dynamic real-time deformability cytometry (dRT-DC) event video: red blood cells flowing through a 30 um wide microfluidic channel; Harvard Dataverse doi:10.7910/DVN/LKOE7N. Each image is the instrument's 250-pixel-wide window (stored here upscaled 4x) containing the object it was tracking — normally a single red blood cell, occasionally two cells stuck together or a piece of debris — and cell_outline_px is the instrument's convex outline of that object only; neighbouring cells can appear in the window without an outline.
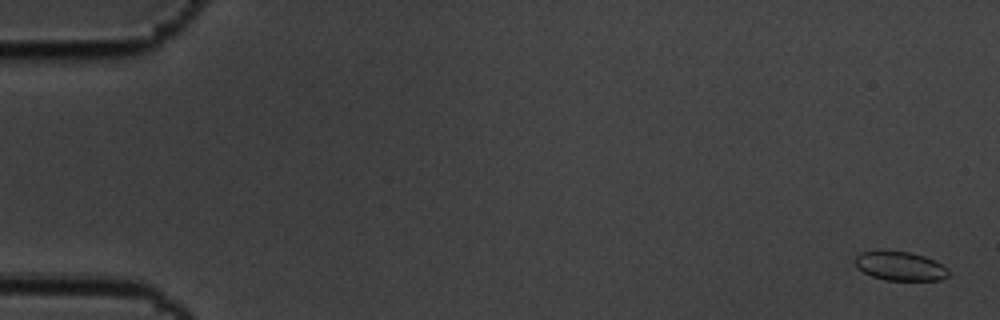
{"species": "common noctule bat (a hibernating species)", "species_latin": "Nyctalus noctula", "temperature_condition": "cold", "stored_images_in_passage": 59, "camera_frame_rate_fps": 3000, "um_per_image_px": 0.085, "animal": {"sex": "male", "body_mass_g": 19.5, "forearm_length_mm": 54.6}, "frame": {"image": 1, "passage_image": 2, "time_ms": 0.333, "image_size_px": [1000, 320], "cell_outline_px": [[948, 276], [940, 280], [884, 280], [872, 276], [856, 268], [856, 256], [860, 252], [876, 248], [880, 248], [908, 252], [924, 256], [948, 268]], "centroid_in_image_um": [76.44, 22.58], "position_along_channel_um": 8.6, "area_um2": 16.13}}
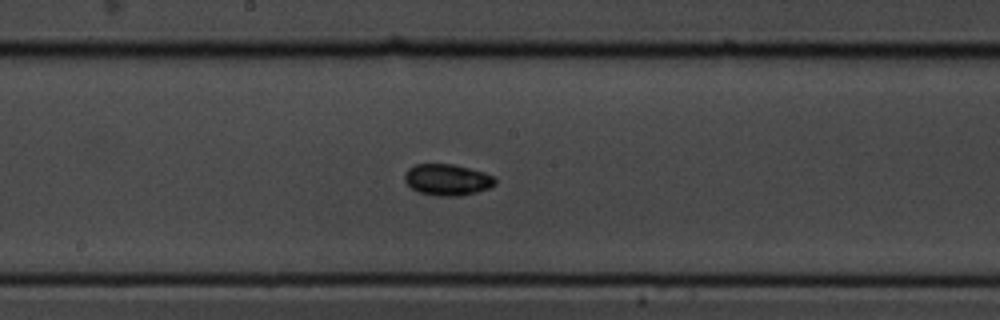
{"frame": {"image": 2, "passage_image": 32, "time_ms": 10.333, "image_size_px": [1000, 320], "cell_outline_px": [[496, 184], [488, 188], [476, 192], [460, 196], [436, 196], [420, 192], [412, 188], [404, 180], [404, 176], [408, 168], [416, 164], [452, 164], [484, 172], [496, 176]], "centroid_in_image_um": [38.04, 15.28], "position_along_channel_um": 210.2, "area_um2": 16.53}}
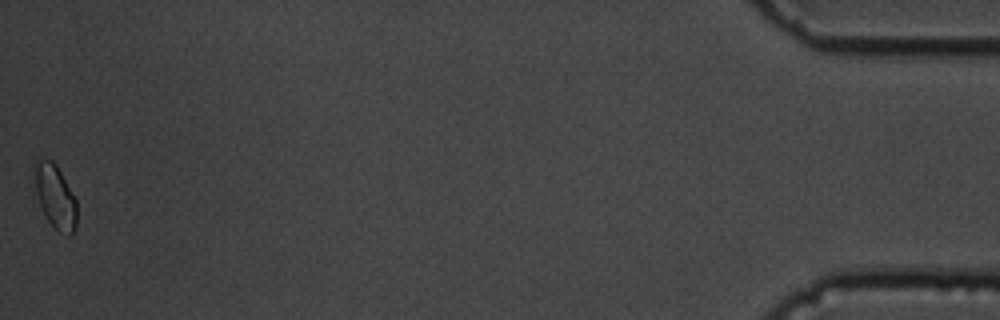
{"frame": {"image": 3, "passage_image": 59, "time_ms": 19.333, "image_size_px": [1000, 320], "cell_outline_px": [[76, 228], [68, 236], [60, 232], [44, 216], [36, 192], [32, 164], [40, 160], [52, 160], [56, 164], [76, 196]], "centroid_in_image_um": [4.7, 16.68], "position_along_channel_um": 430.5, "area_um2": 15.84}, "authors_computed_cell_mechanics": {"area_um2": 15.6638, "velocity_mm_per_s": 3.4611, "shape_relaxation_time_tau1_ms": 3.0225, "shape_relaxation_time_tau2_ms": null, "deformation_change_tau1": 0.0407, "deformation_change_tau2": null}}